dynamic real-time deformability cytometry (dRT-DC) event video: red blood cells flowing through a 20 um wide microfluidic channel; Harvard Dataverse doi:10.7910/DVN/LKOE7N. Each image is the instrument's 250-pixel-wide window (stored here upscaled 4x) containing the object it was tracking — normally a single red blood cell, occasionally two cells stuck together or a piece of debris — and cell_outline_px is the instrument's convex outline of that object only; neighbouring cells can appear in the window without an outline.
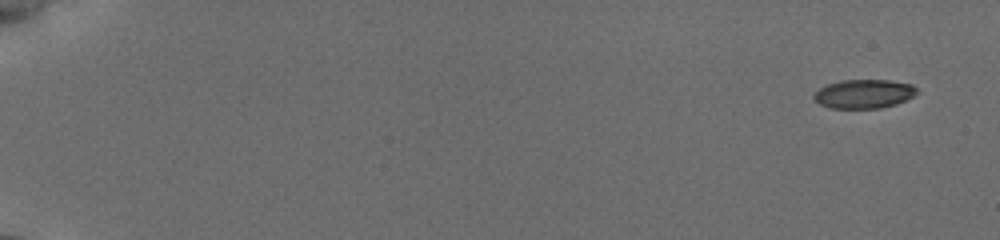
{"species": "common noctule bat (a hibernating species)", "species_latin": "Nyctalus noctula", "temperature_condition": "cold", "stored_images_in_passage": 13, "camera_frame_rate_fps": 3000, "um_per_image_px": 0.085, "animal": {"sex": "female", "body_mass_g": 19.5, "forearm_length_mm": 54.1}, "frame": {"image": 1, "passage_image": 1, "time_ms": 0.0, "image_size_px": [1000, 240], "cell_outline_px": [[920, 92], [896, 104], [880, 108], [828, 108], [820, 104], [812, 96], [820, 88], [828, 84], [840, 80], [888, 80], [912, 84]], "centroid_in_image_um": [73.44, 7.97], "position_along_channel_um": 11.6, "area_um2": 17.28}}
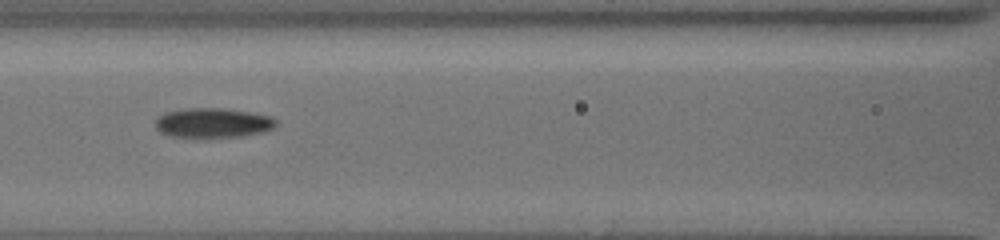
{"frame": {"image": 2, "passage_image": 10, "time_ms": 8.333, "image_size_px": [1000, 240], "cell_outline_px": [[276, 124], [272, 128], [260, 132], [240, 136], [172, 136], [160, 132], [156, 128], [156, 120], [164, 112], [188, 108], [224, 108], [272, 116], [276, 120]], "centroid_in_image_um": [18.09, 10.42], "position_along_channel_um": 148.5, "area_um2": 20.35}}
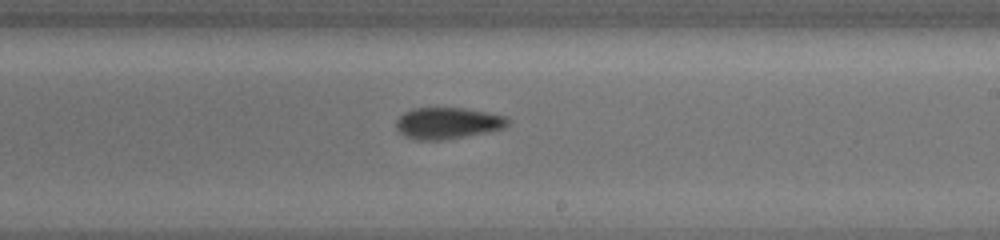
{"frame": {"image": 3, "passage_image": 13, "time_ms": 11.0, "image_size_px": [1000, 240], "cell_outline_px": [[512, 120], [504, 128], [488, 132], [444, 140], [416, 140], [404, 136], [396, 128], [396, 120], [404, 112], [412, 108], [464, 108], [488, 112], [508, 116]], "centroid_in_image_um": [38.08, 10.47], "position_along_channel_um": 250.9, "area_um2": 20.75}}